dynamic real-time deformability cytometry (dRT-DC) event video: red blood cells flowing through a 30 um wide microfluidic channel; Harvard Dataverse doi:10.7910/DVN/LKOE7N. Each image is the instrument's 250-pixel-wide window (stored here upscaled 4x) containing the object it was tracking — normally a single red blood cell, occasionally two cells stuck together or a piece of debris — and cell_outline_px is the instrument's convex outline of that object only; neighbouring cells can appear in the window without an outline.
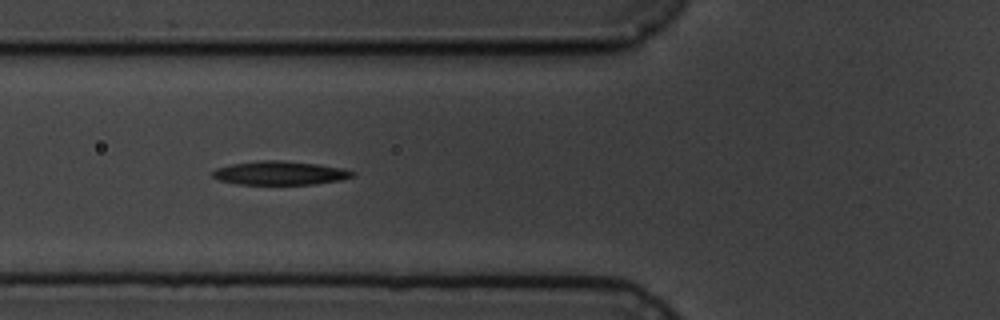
{"species": "common noctule bat (a hibernating species)", "species_latin": "Nyctalus noctula", "temperature_condition": "cold", "stored_images_in_passage": 9, "camera_frame_rate_fps": 3000, "um_per_image_px": 0.085, "animal": {"sex": "male", "body_mass_g": 19.5, "forearm_length_mm": 54.6}, "frame": {"image": 1, "passage_image": 6, "time_ms": 5.667, "image_size_px": [1000, 320], "cell_outline_px": [[356, 176], [340, 180], [316, 184], [236, 184], [220, 180], [212, 176], [212, 172], [216, 168], [232, 164], [264, 160], [280, 160], [316, 164], [340, 168], [356, 172]], "centroid_in_image_um": [23.81, 14.71], "position_along_channel_um": 102.0, "area_um2": 19.19}}
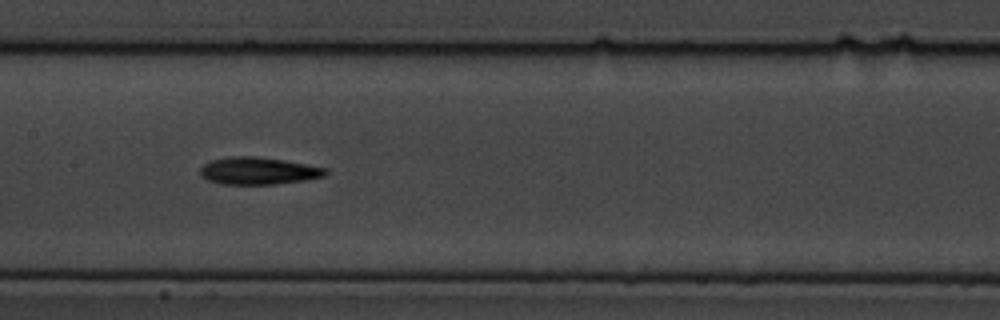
{"frame": {"image": 2, "passage_image": 8, "time_ms": 8.0, "image_size_px": [1000, 320], "cell_outline_px": [[328, 172], [324, 176], [304, 180], [276, 184], [220, 184], [208, 180], [200, 176], [200, 168], [204, 164], [212, 160], [228, 156], [256, 156], [284, 160], [328, 168]], "centroid_in_image_um": [21.94, 14.52], "position_along_channel_um": 185.5, "area_um2": 20.0}}
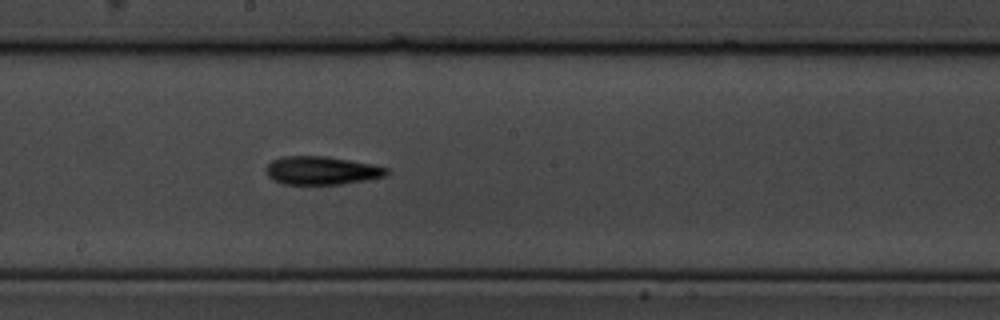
{"frame": {"image": 3, "passage_image": 9, "time_ms": 9.0, "image_size_px": [1000, 320], "cell_outline_px": [[392, 172], [384, 176], [368, 180], [340, 184], [284, 184], [272, 180], [264, 172], [264, 168], [272, 160], [280, 156], [324, 156], [372, 164], [388, 168]], "centroid_in_image_um": [27.31, 14.49], "position_along_channel_um": 220.9, "area_um2": 20.06}}